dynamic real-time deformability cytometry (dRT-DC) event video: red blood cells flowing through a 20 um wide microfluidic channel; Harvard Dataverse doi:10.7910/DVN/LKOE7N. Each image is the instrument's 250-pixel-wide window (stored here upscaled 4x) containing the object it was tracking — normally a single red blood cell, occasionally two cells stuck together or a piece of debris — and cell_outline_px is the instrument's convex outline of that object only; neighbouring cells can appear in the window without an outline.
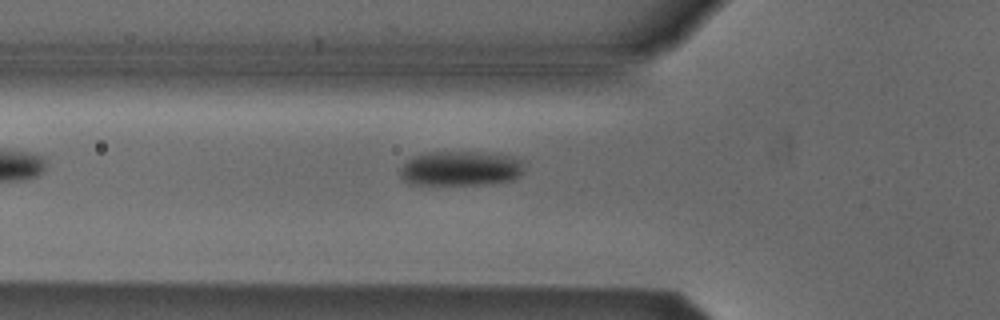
{"species": "Egyptian fruit bat (a non-hibernating species)", "species_latin": "Rousettus aegyptiacus", "temperature_condition": "cold", "stored_images_in_passage": 7, "camera_frame_rate_fps": 3000, "um_per_image_px": 0.085, "animal": {"sex": "male"}, "frame": {"image": 1, "passage_image": 7, "time_ms": 7.333, "image_size_px": [1000, 320], "cell_outline_px": [[528, 160], [524, 172], [520, 176], [512, 180], [492, 184], [408, 184], [400, 176], [400, 168], [412, 156], [424, 152], [476, 152], [512, 156]], "centroid_in_image_um": [39.23, 14.31], "position_along_channel_um": 86.6, "area_um2": 25.66}}